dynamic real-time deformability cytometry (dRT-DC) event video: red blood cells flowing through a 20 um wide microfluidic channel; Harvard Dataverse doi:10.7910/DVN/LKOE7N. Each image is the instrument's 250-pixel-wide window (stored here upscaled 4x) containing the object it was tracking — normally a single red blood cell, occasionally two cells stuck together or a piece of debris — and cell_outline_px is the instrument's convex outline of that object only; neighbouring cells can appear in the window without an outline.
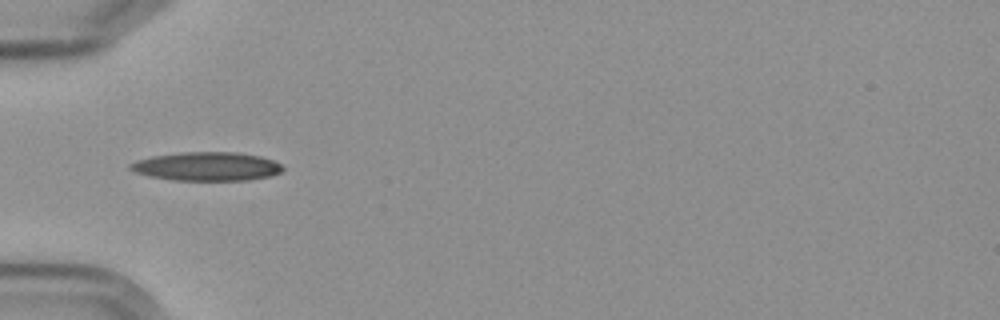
{"species": "Egyptian fruit bat (a non-hibernating species)", "species_latin": "Rousettus aegyptiacus", "temperature_condition": "cold", "stored_images_in_passage": 7, "camera_frame_rate_fps": 3000, "um_per_image_px": 0.085, "frame": {"image": 1, "passage_image": 1, "time_ms": 0.0, "image_size_px": [1000, 320], "cell_outline_px": [[284, 168], [280, 172], [268, 176], [248, 180], [172, 180], [148, 176], [136, 172], [128, 168], [128, 164], [136, 160], [152, 156], [180, 152], [236, 152], [260, 156], [272, 160], [280, 164]], "centroid_in_image_um": [17.53, 14.14], "position_along_channel_um": 67.5, "area_um2": 25.49}}
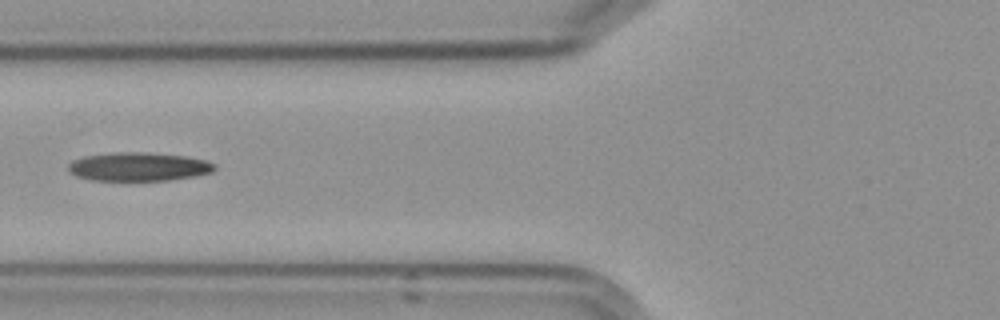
{"frame": {"image": 2, "passage_image": 2, "time_ms": 1.333, "image_size_px": [1000, 320], "cell_outline_px": [[216, 168], [212, 172], [196, 176], [168, 180], [92, 180], [76, 176], [68, 168], [68, 164], [76, 160], [88, 156], [116, 152], [148, 152], [184, 156], [204, 160], [216, 164]], "centroid_in_image_um": [11.84, 14.17], "position_along_channel_um": 114.0, "area_um2": 24.1}}
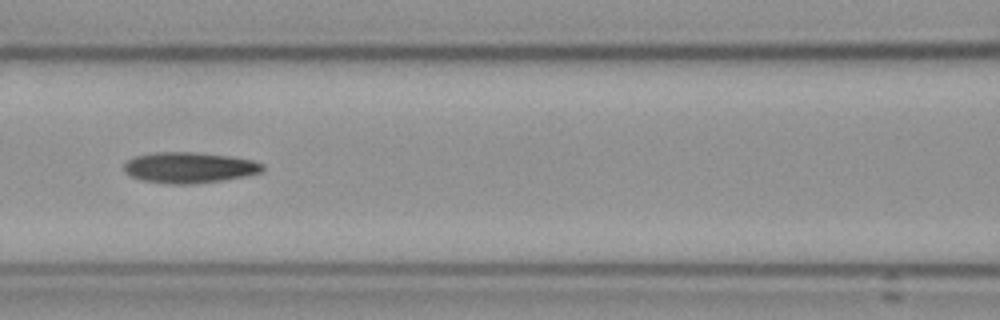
{"frame": {"image": 3, "passage_image": 3, "time_ms": 2.333, "image_size_px": [1000, 320], "cell_outline_px": [[264, 168], [260, 172], [248, 176], [220, 180], [188, 184], [172, 184], [140, 180], [124, 172], [124, 164], [128, 160], [136, 156], [156, 152], [192, 152], [228, 156], [252, 160], [264, 164]], "centroid_in_image_um": [16.08, 14.24], "position_along_channel_um": 150.5, "area_um2": 24.68}}